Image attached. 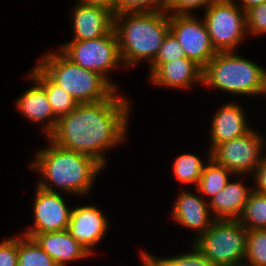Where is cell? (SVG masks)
Instances as JSON below:
<instances>
[{"instance_id": "6", "label": "cell", "mask_w": 266, "mask_h": 266, "mask_svg": "<svg viewBox=\"0 0 266 266\" xmlns=\"http://www.w3.org/2000/svg\"><path fill=\"white\" fill-rule=\"evenodd\" d=\"M58 50L72 63L99 73L117 91H120L118 84L110 78L114 70L118 71L124 67L114 28L107 35L96 39L64 42Z\"/></svg>"}, {"instance_id": "14", "label": "cell", "mask_w": 266, "mask_h": 266, "mask_svg": "<svg viewBox=\"0 0 266 266\" xmlns=\"http://www.w3.org/2000/svg\"><path fill=\"white\" fill-rule=\"evenodd\" d=\"M197 192L188 188L180 189L175 202L171 207L170 218L176 224L195 232L192 242L205 233L215 220L210 212L208 201ZM188 190V191H187Z\"/></svg>"}, {"instance_id": "23", "label": "cell", "mask_w": 266, "mask_h": 266, "mask_svg": "<svg viewBox=\"0 0 266 266\" xmlns=\"http://www.w3.org/2000/svg\"><path fill=\"white\" fill-rule=\"evenodd\" d=\"M238 221L247 229H266V194L251 191Z\"/></svg>"}, {"instance_id": "30", "label": "cell", "mask_w": 266, "mask_h": 266, "mask_svg": "<svg viewBox=\"0 0 266 266\" xmlns=\"http://www.w3.org/2000/svg\"><path fill=\"white\" fill-rule=\"evenodd\" d=\"M0 266H18V235L0 240Z\"/></svg>"}, {"instance_id": "20", "label": "cell", "mask_w": 266, "mask_h": 266, "mask_svg": "<svg viewBox=\"0 0 266 266\" xmlns=\"http://www.w3.org/2000/svg\"><path fill=\"white\" fill-rule=\"evenodd\" d=\"M29 73L44 87L51 108L58 118L68 114L78 105L64 88L54 83L37 65Z\"/></svg>"}, {"instance_id": "22", "label": "cell", "mask_w": 266, "mask_h": 266, "mask_svg": "<svg viewBox=\"0 0 266 266\" xmlns=\"http://www.w3.org/2000/svg\"><path fill=\"white\" fill-rule=\"evenodd\" d=\"M204 161L194 153L184 152L172 161V174L181 185L196 188L204 168Z\"/></svg>"}, {"instance_id": "12", "label": "cell", "mask_w": 266, "mask_h": 266, "mask_svg": "<svg viewBox=\"0 0 266 266\" xmlns=\"http://www.w3.org/2000/svg\"><path fill=\"white\" fill-rule=\"evenodd\" d=\"M110 227L109 217L97 205L85 204L72 207L67 230L93 257Z\"/></svg>"}, {"instance_id": "21", "label": "cell", "mask_w": 266, "mask_h": 266, "mask_svg": "<svg viewBox=\"0 0 266 266\" xmlns=\"http://www.w3.org/2000/svg\"><path fill=\"white\" fill-rule=\"evenodd\" d=\"M204 161L206 164L204 165L196 189L206 201H209L228 184L232 177H236V175L225 167L215 163L210 158V152L207 154V160L205 159Z\"/></svg>"}, {"instance_id": "37", "label": "cell", "mask_w": 266, "mask_h": 266, "mask_svg": "<svg viewBox=\"0 0 266 266\" xmlns=\"http://www.w3.org/2000/svg\"><path fill=\"white\" fill-rule=\"evenodd\" d=\"M263 96H265V97H266V86H265V88H264V90H263L262 97H263Z\"/></svg>"}, {"instance_id": "15", "label": "cell", "mask_w": 266, "mask_h": 266, "mask_svg": "<svg viewBox=\"0 0 266 266\" xmlns=\"http://www.w3.org/2000/svg\"><path fill=\"white\" fill-rule=\"evenodd\" d=\"M232 100L223 103L211 114L213 116L209 130V152L218 144L244 136L254 127L247 120L244 106L240 105L239 101Z\"/></svg>"}, {"instance_id": "24", "label": "cell", "mask_w": 266, "mask_h": 266, "mask_svg": "<svg viewBox=\"0 0 266 266\" xmlns=\"http://www.w3.org/2000/svg\"><path fill=\"white\" fill-rule=\"evenodd\" d=\"M18 266H57L31 237L18 234Z\"/></svg>"}, {"instance_id": "29", "label": "cell", "mask_w": 266, "mask_h": 266, "mask_svg": "<svg viewBox=\"0 0 266 266\" xmlns=\"http://www.w3.org/2000/svg\"><path fill=\"white\" fill-rule=\"evenodd\" d=\"M217 0H166V12L169 14H195L194 10L204 11Z\"/></svg>"}, {"instance_id": "9", "label": "cell", "mask_w": 266, "mask_h": 266, "mask_svg": "<svg viewBox=\"0 0 266 266\" xmlns=\"http://www.w3.org/2000/svg\"><path fill=\"white\" fill-rule=\"evenodd\" d=\"M265 150L266 137L254 126L244 136L215 146L210 151V158L234 175L246 176V179L252 175L261 162L266 154Z\"/></svg>"}, {"instance_id": "1", "label": "cell", "mask_w": 266, "mask_h": 266, "mask_svg": "<svg viewBox=\"0 0 266 266\" xmlns=\"http://www.w3.org/2000/svg\"><path fill=\"white\" fill-rule=\"evenodd\" d=\"M119 93L116 90L106 100L78 104L58 118L48 138L60 147L94 158L105 168L108 151L120 147L130 131L132 100Z\"/></svg>"}, {"instance_id": "33", "label": "cell", "mask_w": 266, "mask_h": 266, "mask_svg": "<svg viewBox=\"0 0 266 266\" xmlns=\"http://www.w3.org/2000/svg\"><path fill=\"white\" fill-rule=\"evenodd\" d=\"M191 251L184 253V266H215L191 242Z\"/></svg>"}, {"instance_id": "16", "label": "cell", "mask_w": 266, "mask_h": 266, "mask_svg": "<svg viewBox=\"0 0 266 266\" xmlns=\"http://www.w3.org/2000/svg\"><path fill=\"white\" fill-rule=\"evenodd\" d=\"M26 76L32 86L15 99V108L27 122L42 124V132L47 138L55 130L58 117L51 108L44 87L30 73Z\"/></svg>"}, {"instance_id": "18", "label": "cell", "mask_w": 266, "mask_h": 266, "mask_svg": "<svg viewBox=\"0 0 266 266\" xmlns=\"http://www.w3.org/2000/svg\"><path fill=\"white\" fill-rule=\"evenodd\" d=\"M239 178L238 180H236ZM232 177L228 184L209 201L210 212L215 220H238L244 211L251 185H246L242 175Z\"/></svg>"}, {"instance_id": "26", "label": "cell", "mask_w": 266, "mask_h": 266, "mask_svg": "<svg viewBox=\"0 0 266 266\" xmlns=\"http://www.w3.org/2000/svg\"><path fill=\"white\" fill-rule=\"evenodd\" d=\"M166 10V0H117L116 14L138 12H162Z\"/></svg>"}, {"instance_id": "17", "label": "cell", "mask_w": 266, "mask_h": 266, "mask_svg": "<svg viewBox=\"0 0 266 266\" xmlns=\"http://www.w3.org/2000/svg\"><path fill=\"white\" fill-rule=\"evenodd\" d=\"M71 12L72 39L90 40L107 35L114 28V15L101 7L76 1Z\"/></svg>"}, {"instance_id": "34", "label": "cell", "mask_w": 266, "mask_h": 266, "mask_svg": "<svg viewBox=\"0 0 266 266\" xmlns=\"http://www.w3.org/2000/svg\"><path fill=\"white\" fill-rule=\"evenodd\" d=\"M76 1L89 6L101 7L110 11L113 15L116 14L117 0H76Z\"/></svg>"}, {"instance_id": "2", "label": "cell", "mask_w": 266, "mask_h": 266, "mask_svg": "<svg viewBox=\"0 0 266 266\" xmlns=\"http://www.w3.org/2000/svg\"><path fill=\"white\" fill-rule=\"evenodd\" d=\"M46 141L47 146L40 147L29 164L32 172H38L35 185L50 192L86 198L105 168L88 155L60 147L48 137Z\"/></svg>"}, {"instance_id": "11", "label": "cell", "mask_w": 266, "mask_h": 266, "mask_svg": "<svg viewBox=\"0 0 266 266\" xmlns=\"http://www.w3.org/2000/svg\"><path fill=\"white\" fill-rule=\"evenodd\" d=\"M33 204V221L21 234L32 237L44 232L68 229L72 207L67 204L61 192H50L36 185ZM63 195V196H62Z\"/></svg>"}, {"instance_id": "25", "label": "cell", "mask_w": 266, "mask_h": 266, "mask_svg": "<svg viewBox=\"0 0 266 266\" xmlns=\"http://www.w3.org/2000/svg\"><path fill=\"white\" fill-rule=\"evenodd\" d=\"M244 262L248 266H266V229L247 230Z\"/></svg>"}, {"instance_id": "28", "label": "cell", "mask_w": 266, "mask_h": 266, "mask_svg": "<svg viewBox=\"0 0 266 266\" xmlns=\"http://www.w3.org/2000/svg\"><path fill=\"white\" fill-rule=\"evenodd\" d=\"M183 48L176 36L170 31L165 37L159 52L152 63H167L176 59L185 58Z\"/></svg>"}, {"instance_id": "27", "label": "cell", "mask_w": 266, "mask_h": 266, "mask_svg": "<svg viewBox=\"0 0 266 266\" xmlns=\"http://www.w3.org/2000/svg\"><path fill=\"white\" fill-rule=\"evenodd\" d=\"M246 30L249 36L266 35V2L246 11Z\"/></svg>"}, {"instance_id": "32", "label": "cell", "mask_w": 266, "mask_h": 266, "mask_svg": "<svg viewBox=\"0 0 266 266\" xmlns=\"http://www.w3.org/2000/svg\"><path fill=\"white\" fill-rule=\"evenodd\" d=\"M252 190L261 194H266V154L263 156L261 162L252 173Z\"/></svg>"}, {"instance_id": "3", "label": "cell", "mask_w": 266, "mask_h": 266, "mask_svg": "<svg viewBox=\"0 0 266 266\" xmlns=\"http://www.w3.org/2000/svg\"><path fill=\"white\" fill-rule=\"evenodd\" d=\"M114 30L125 69L146 61L150 65L170 32V14L166 11L115 14Z\"/></svg>"}, {"instance_id": "19", "label": "cell", "mask_w": 266, "mask_h": 266, "mask_svg": "<svg viewBox=\"0 0 266 266\" xmlns=\"http://www.w3.org/2000/svg\"><path fill=\"white\" fill-rule=\"evenodd\" d=\"M31 238L54 260L57 266H66L92 256L70 235L68 230L34 234Z\"/></svg>"}, {"instance_id": "7", "label": "cell", "mask_w": 266, "mask_h": 266, "mask_svg": "<svg viewBox=\"0 0 266 266\" xmlns=\"http://www.w3.org/2000/svg\"><path fill=\"white\" fill-rule=\"evenodd\" d=\"M247 229L238 220H214L192 243L215 266L244 263Z\"/></svg>"}, {"instance_id": "10", "label": "cell", "mask_w": 266, "mask_h": 266, "mask_svg": "<svg viewBox=\"0 0 266 266\" xmlns=\"http://www.w3.org/2000/svg\"><path fill=\"white\" fill-rule=\"evenodd\" d=\"M170 31L176 36L186 58L204 68L217 54L203 17L195 14H170Z\"/></svg>"}, {"instance_id": "31", "label": "cell", "mask_w": 266, "mask_h": 266, "mask_svg": "<svg viewBox=\"0 0 266 266\" xmlns=\"http://www.w3.org/2000/svg\"><path fill=\"white\" fill-rule=\"evenodd\" d=\"M139 256L145 266H184V252L165 258L142 249Z\"/></svg>"}, {"instance_id": "13", "label": "cell", "mask_w": 266, "mask_h": 266, "mask_svg": "<svg viewBox=\"0 0 266 266\" xmlns=\"http://www.w3.org/2000/svg\"><path fill=\"white\" fill-rule=\"evenodd\" d=\"M148 67L150 84L157 87L188 91L197 84L203 85V68L186 57L167 63H151Z\"/></svg>"}, {"instance_id": "5", "label": "cell", "mask_w": 266, "mask_h": 266, "mask_svg": "<svg viewBox=\"0 0 266 266\" xmlns=\"http://www.w3.org/2000/svg\"><path fill=\"white\" fill-rule=\"evenodd\" d=\"M36 65L78 104L106 100L116 91L99 73L72 63L58 49L44 52Z\"/></svg>"}, {"instance_id": "8", "label": "cell", "mask_w": 266, "mask_h": 266, "mask_svg": "<svg viewBox=\"0 0 266 266\" xmlns=\"http://www.w3.org/2000/svg\"><path fill=\"white\" fill-rule=\"evenodd\" d=\"M202 17L216 52H237L246 41V12L236 0H217L203 11Z\"/></svg>"}, {"instance_id": "4", "label": "cell", "mask_w": 266, "mask_h": 266, "mask_svg": "<svg viewBox=\"0 0 266 266\" xmlns=\"http://www.w3.org/2000/svg\"><path fill=\"white\" fill-rule=\"evenodd\" d=\"M202 86L236 98L262 96L266 67L236 52H217L203 68Z\"/></svg>"}, {"instance_id": "35", "label": "cell", "mask_w": 266, "mask_h": 266, "mask_svg": "<svg viewBox=\"0 0 266 266\" xmlns=\"http://www.w3.org/2000/svg\"><path fill=\"white\" fill-rule=\"evenodd\" d=\"M237 4L246 12L253 6L260 5L265 3L266 0H236Z\"/></svg>"}, {"instance_id": "36", "label": "cell", "mask_w": 266, "mask_h": 266, "mask_svg": "<svg viewBox=\"0 0 266 266\" xmlns=\"http://www.w3.org/2000/svg\"><path fill=\"white\" fill-rule=\"evenodd\" d=\"M230 266H248L245 262L241 264H236V265H230Z\"/></svg>"}]
</instances>
